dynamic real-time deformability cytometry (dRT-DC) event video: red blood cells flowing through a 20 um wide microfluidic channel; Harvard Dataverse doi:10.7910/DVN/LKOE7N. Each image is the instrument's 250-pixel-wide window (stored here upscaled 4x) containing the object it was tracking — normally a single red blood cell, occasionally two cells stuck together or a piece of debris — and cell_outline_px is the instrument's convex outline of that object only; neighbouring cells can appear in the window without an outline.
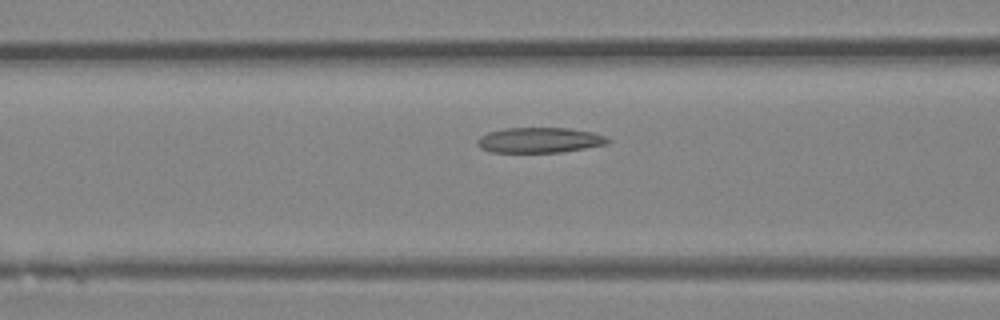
{"species": "Egyptian fruit bat (a non-hibernating species)", "species_latin": "Rousettus aegyptiacus", "temperature_condition": "room temperature", "stored_images_in_passage": 33, "camera_frame_rate_fps": 3000, "um_per_image_px": 0.085, "animal": {"sex": "female"}, "frame": {"image": 1, "passage_image": 14, "time_ms": 4.333, "image_size_px": [1000, 320], "cell_outline_px": [[608, 144], [560, 152], [488, 152], [480, 148], [476, 144], [476, 140], [480, 136], [488, 132], [504, 128], [572, 128], [592, 132], [604, 136], [608, 140]], "centroid_in_image_um": [45.8, 11.91], "position_along_channel_um": 120.8, "area_um2": 19.25}}
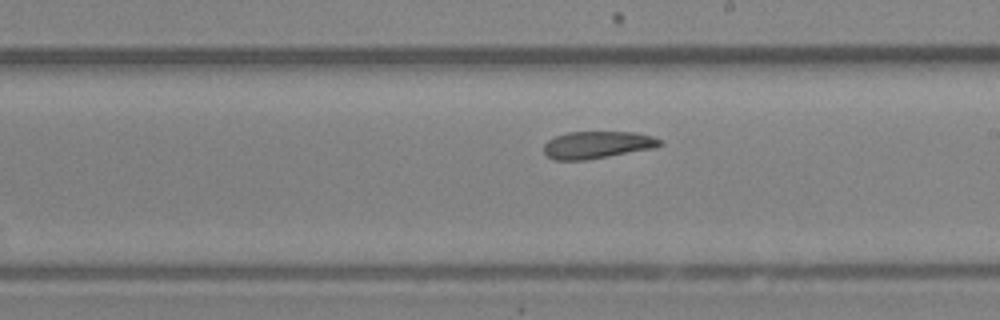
{"frame": {"image": 2, "passage_image": 22, "time_ms": 7.0, "image_size_px": [1000, 320], "cell_outline_px": [[664, 144], [656, 148], [588, 160], [552, 160], [544, 152], [544, 144], [548, 140], [556, 136], [568, 132], [636, 132], [652, 136], [664, 140]], "centroid_in_image_um": [50.82, 12.32], "position_along_channel_um": 238.2, "area_um2": 18.73}}
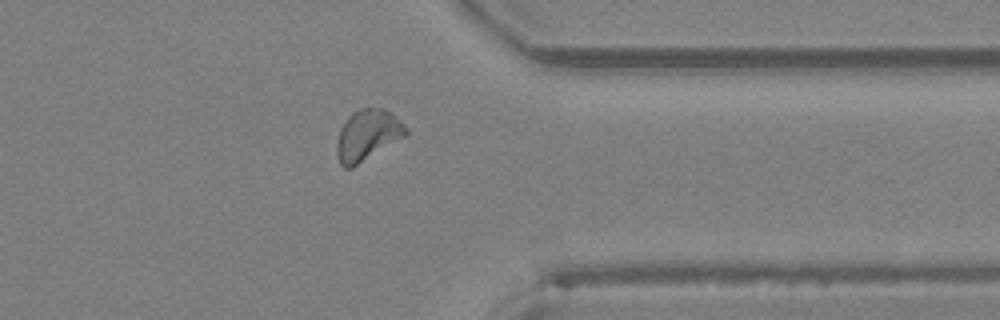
{"frame": {"image": 3, "passage_image": 32, "time_ms": 10.333, "image_size_px": [1000, 320], "cell_outline_px": [[408, 132], [404, 136], [352, 168], [344, 168], [340, 164], [336, 152], [336, 144], [340, 128], [348, 116], [352, 112], [360, 108], [384, 108], [404, 124], [408, 128]], "centroid_in_image_um": [31.2, 11.48], "position_along_channel_um": 380.2, "area_um2": 20.29}}